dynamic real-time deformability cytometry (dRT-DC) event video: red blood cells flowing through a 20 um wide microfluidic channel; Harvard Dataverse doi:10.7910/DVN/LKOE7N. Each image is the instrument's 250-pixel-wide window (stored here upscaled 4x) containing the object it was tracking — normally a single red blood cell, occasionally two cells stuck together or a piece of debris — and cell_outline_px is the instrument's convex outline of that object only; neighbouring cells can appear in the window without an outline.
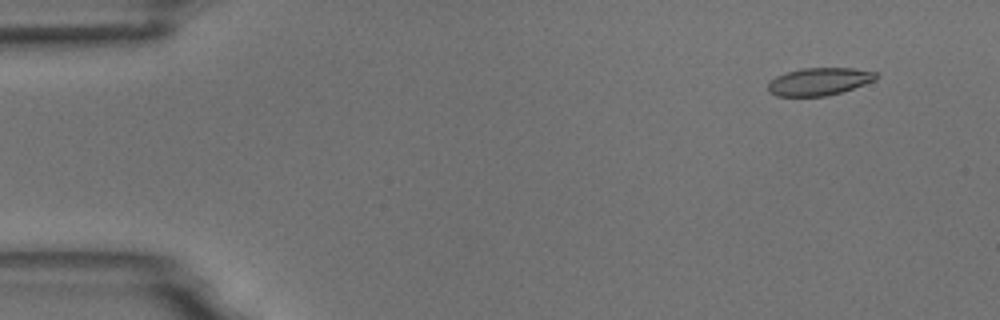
{"species": "common noctule bat (a hibernating species)", "species_latin": "Nyctalus noctula", "temperature_condition": "room temperature", "stored_images_in_passage": 5, "camera_frame_rate_fps": 3000, "um_per_image_px": 0.085, "animal": {"sex": "male", "body_mass_g": 18.8}, "frame": {"image": 1, "passage_image": 2, "time_ms": 1.0, "image_size_px": [1000, 320], "cell_outline_px": [[880, 76], [876, 80], [840, 92], [824, 96], [776, 96], [768, 92], [768, 84], [776, 76], [788, 72], [804, 68], [852, 68], [876, 72]], "centroid_in_image_um": [69.64, 6.93], "position_along_channel_um": 15.4, "area_um2": 17.22}}
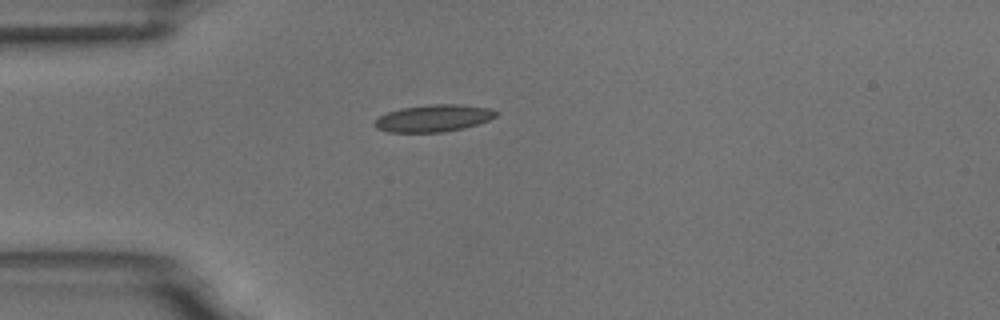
{"frame": {"image": 2, "passage_image": 4, "time_ms": 4.333, "image_size_px": [1000, 320], "cell_outline_px": [[500, 112], [496, 116], [488, 120], [464, 128], [444, 132], [388, 132], [376, 128], [376, 120], [380, 116], [388, 112], [400, 108], [432, 104], [460, 104], [492, 108]], "centroid_in_image_um": [36.9, 10.04], "position_along_channel_um": 48.1, "area_um2": 19.13}}